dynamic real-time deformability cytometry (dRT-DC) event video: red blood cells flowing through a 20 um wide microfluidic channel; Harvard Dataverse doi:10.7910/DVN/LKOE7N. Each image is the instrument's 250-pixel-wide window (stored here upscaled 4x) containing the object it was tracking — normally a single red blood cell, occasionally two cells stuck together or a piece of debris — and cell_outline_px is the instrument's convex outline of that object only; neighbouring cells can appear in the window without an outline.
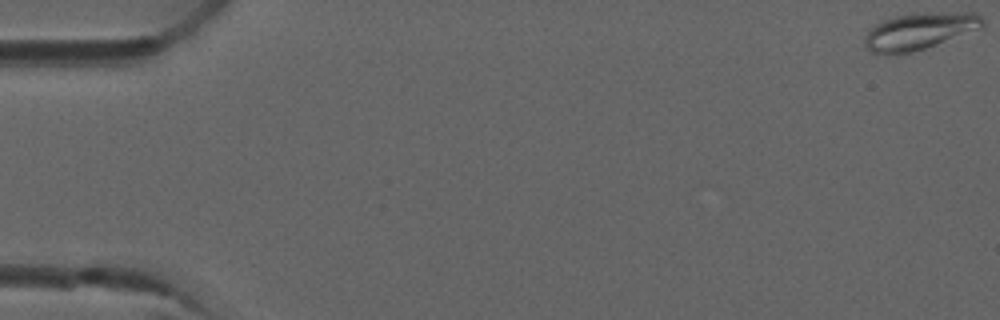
{"species": "common noctule bat (a hibernating species)", "species_latin": "Nyctalus noctula", "temperature_condition": "room temperature", "stored_images_in_passage": 4, "camera_frame_rate_fps": 3000, "um_per_image_px": 0.085, "animal": {"sex": "male", "forearm_length_mm": 52.5}, "frame": {"image": 1, "passage_image": 4, "time_ms": 1.0, "image_size_px": [1000, 320], "cell_outline_px": [[984, 28], [912, 52], [884, 56], [872, 52], [864, 48], [864, 40], [868, 32], [876, 24], [884, 20], [896, 16], [912, 12], [972, 12], [980, 16], [984, 20]], "centroid_in_image_um": [78.15, 2.65], "position_along_channel_um": 6.8, "area_um2": 25.66}}